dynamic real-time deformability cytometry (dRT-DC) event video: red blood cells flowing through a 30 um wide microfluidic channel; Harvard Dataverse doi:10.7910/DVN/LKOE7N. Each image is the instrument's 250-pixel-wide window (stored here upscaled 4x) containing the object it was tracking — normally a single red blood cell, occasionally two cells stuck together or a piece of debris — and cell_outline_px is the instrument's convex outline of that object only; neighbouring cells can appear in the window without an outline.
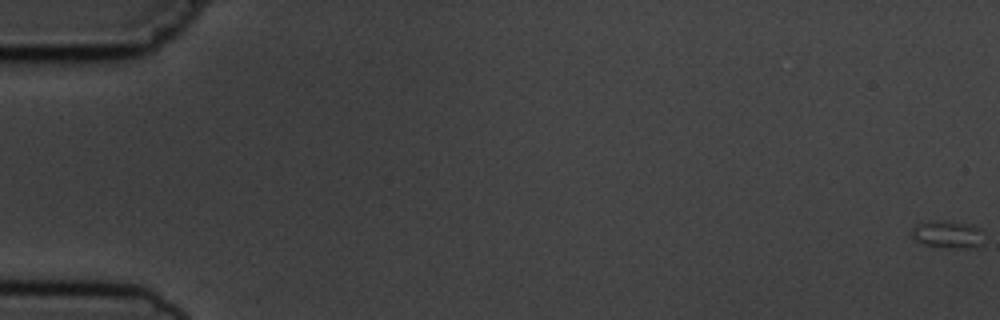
{"species": "common noctule bat (a hibernating species)", "species_latin": "Nyctalus noctula", "temperature_condition": "cold", "stored_images_in_passage": 7, "camera_frame_rate_fps": 3000, "um_per_image_px": 0.085, "animal": {"sex": "male", "body_mass_g": 19.5, "forearm_length_mm": 54.6}, "frame": {"image": 1, "passage_image": 1, "time_ms": 0.0, "image_size_px": [1000, 320], "cell_outline_px": [[984, 244], [976, 248], [952, 248], [924, 244], [916, 240], [912, 236], [912, 228], [916, 224], [972, 224], [980, 228]], "centroid_in_image_um": [80.65, 20.0], "position_along_channel_um": 4.4, "area_um2": 10.81}}